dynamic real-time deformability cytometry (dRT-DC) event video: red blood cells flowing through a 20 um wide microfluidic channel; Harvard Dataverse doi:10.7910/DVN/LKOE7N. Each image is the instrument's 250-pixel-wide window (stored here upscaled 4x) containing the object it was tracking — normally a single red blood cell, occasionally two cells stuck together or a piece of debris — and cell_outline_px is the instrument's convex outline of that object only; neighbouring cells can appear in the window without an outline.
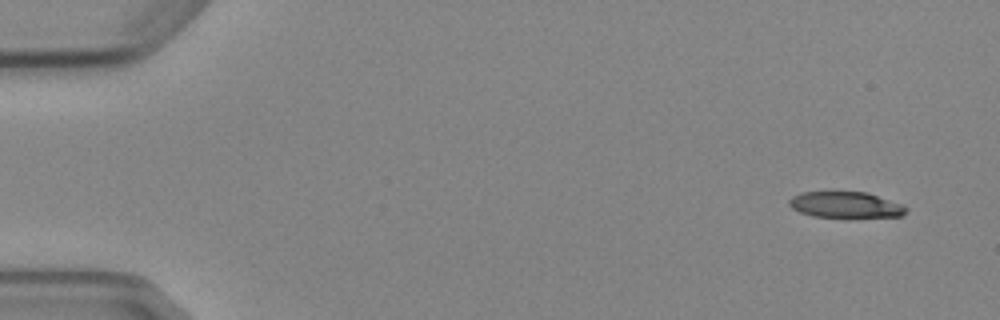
{"species": "Egyptian fruit bat (a non-hibernating species)", "species_latin": "Rousettus aegyptiacus", "temperature_condition": "cold", "stored_images_in_passage": 5, "camera_frame_rate_fps": 3000, "um_per_image_px": 0.085, "animal": {"sex": "female"}, "frame": {"image": 1, "passage_image": 1, "time_ms": 0.0, "image_size_px": [1000, 320], "cell_outline_px": [[908, 212], [900, 216], [812, 216], [800, 212], [792, 208], [788, 204], [788, 200], [792, 196], [800, 192], [832, 188], [868, 192], [904, 204], [908, 208]], "centroid_in_image_um": [71.83, 17.32], "position_along_channel_um": 13.2, "area_um2": 18.61}}
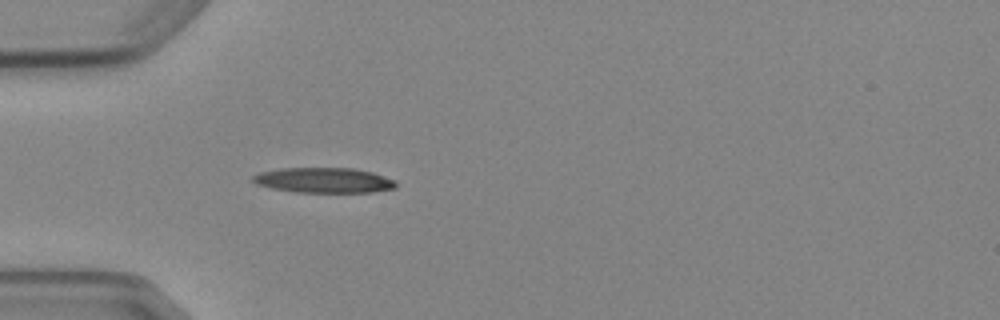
{"frame": {"image": 2, "passage_image": 5, "time_ms": 4.333, "image_size_px": [1000, 320], "cell_outline_px": [[396, 188], [372, 192], [296, 192], [272, 188], [256, 184], [252, 180], [252, 176], [260, 172], [280, 168], [352, 168], [372, 172], [396, 180]], "centroid_in_image_um": [27.53, 15.32], "position_along_channel_um": 57.5, "area_um2": 20.98}}